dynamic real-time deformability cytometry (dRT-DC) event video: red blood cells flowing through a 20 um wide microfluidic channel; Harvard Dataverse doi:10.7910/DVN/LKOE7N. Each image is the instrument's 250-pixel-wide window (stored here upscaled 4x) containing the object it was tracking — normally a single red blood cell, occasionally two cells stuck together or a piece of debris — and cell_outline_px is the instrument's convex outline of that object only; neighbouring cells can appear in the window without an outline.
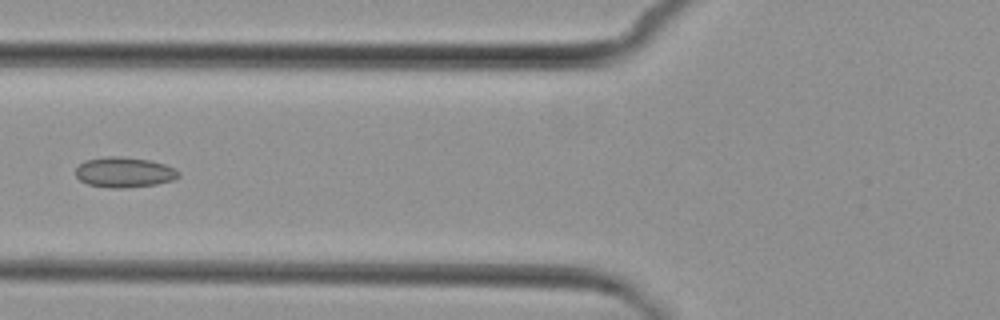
{"species": "common noctule bat (a hibernating species)", "species_latin": "Nyctalus noctula", "temperature_condition": "cold", "stored_images_in_passage": 8, "camera_frame_rate_fps": 3000, "um_per_image_px": 0.085, "animal": {"sex": "female", "body_mass_g": 29.2, "forearm_length_mm": 56.3}, "frame": {"image": 1, "passage_image": 7, "time_ms": 7.333, "image_size_px": [1000, 320], "cell_outline_px": [[180, 176], [172, 180], [156, 184], [128, 188], [108, 188], [88, 184], [80, 180], [76, 176], [76, 168], [84, 160], [108, 156], [120, 156], [148, 160], [164, 164], [176, 168], [180, 172]], "centroid_in_image_um": [10.56, 14.65], "position_along_channel_um": 115.2, "area_um2": 18.26}}
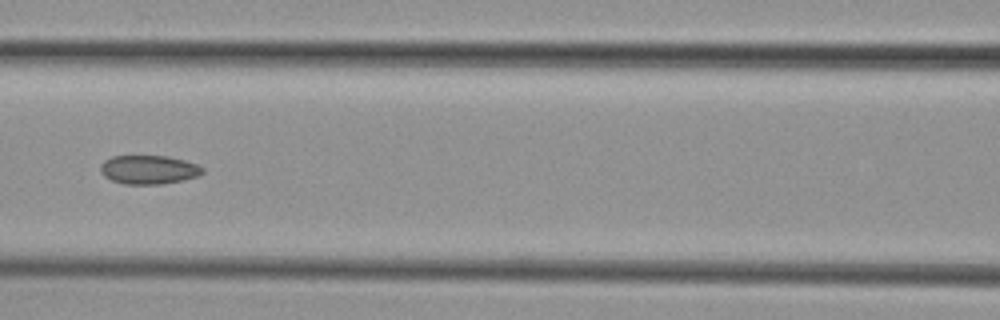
{"frame": {"image": 2, "passage_image": 8, "time_ms": 8.333, "image_size_px": [1000, 320], "cell_outline_px": [[204, 172], [200, 176], [184, 180], [160, 184], [124, 184], [112, 180], [104, 176], [100, 172], [100, 164], [104, 160], [112, 156], [168, 156], [184, 160], [196, 164], [204, 168]], "centroid_in_image_um": [12.65, 14.42], "position_along_channel_um": 154.0, "area_um2": 17.28}}